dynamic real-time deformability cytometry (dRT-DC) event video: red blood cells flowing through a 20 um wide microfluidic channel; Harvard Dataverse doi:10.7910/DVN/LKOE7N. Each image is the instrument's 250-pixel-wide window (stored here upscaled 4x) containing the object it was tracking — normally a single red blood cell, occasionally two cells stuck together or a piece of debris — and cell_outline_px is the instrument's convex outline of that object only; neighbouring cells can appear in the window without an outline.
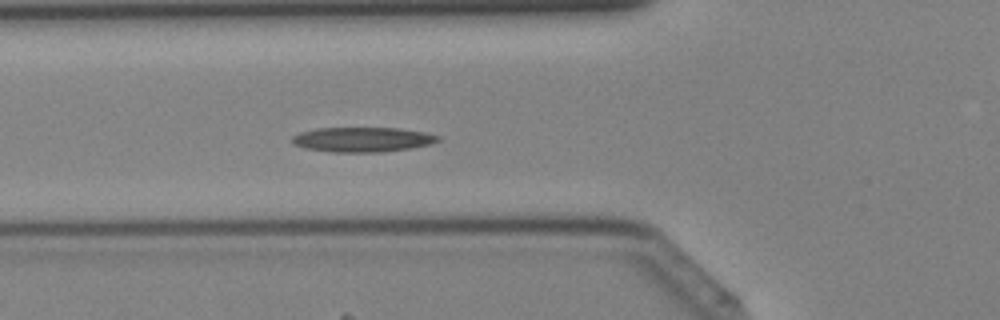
{"species": "Egyptian fruit bat (a non-hibernating species)", "species_latin": "Rousettus aegyptiacus", "temperature_condition": "cold", "stored_images_in_passage": 43, "camera_frame_rate_fps": 3000, "um_per_image_px": 0.085, "animal": {"sex": "female"}, "frame": {"image": 1, "passage_image": 15, "time_ms": 4.667, "image_size_px": [1000, 320], "cell_outline_px": [[440, 140], [432, 144], [408, 148], [380, 152], [332, 152], [304, 148], [292, 144], [292, 136], [300, 132], [316, 128], [400, 128], [424, 132], [440, 136]], "centroid_in_image_um": [30.79, 11.86], "position_along_channel_um": 95.0, "area_um2": 21.1}}
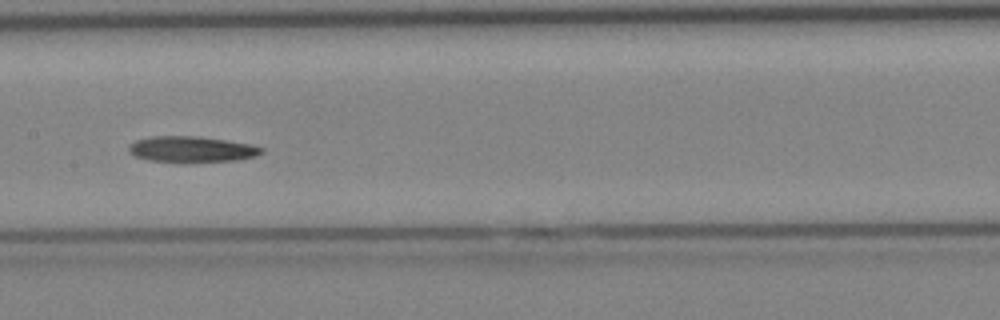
{"frame": {"image": 2, "passage_image": 21, "time_ms": 6.667, "image_size_px": [1000, 320], "cell_outline_px": [[264, 152], [256, 156], [236, 160], [148, 160], [136, 156], [128, 152], [128, 148], [136, 140], [148, 136], [200, 136], [252, 144], [264, 148]], "centroid_in_image_um": [16.32, 12.64], "position_along_channel_um": 191.1, "area_um2": 19.42}}
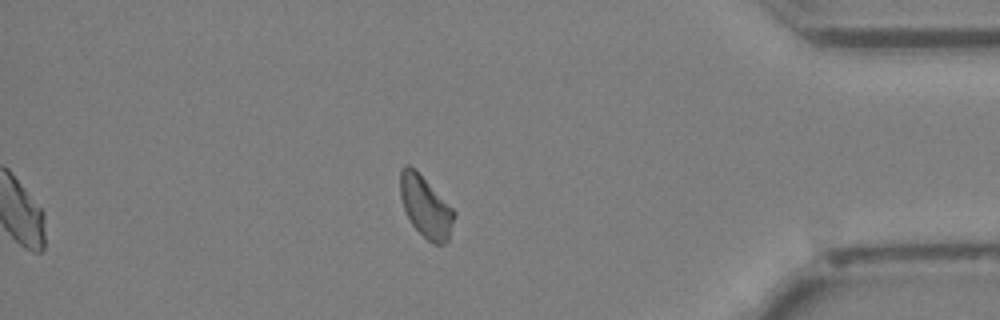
{"frame": {"image": 3, "passage_image": 36, "time_ms": 11.667, "image_size_px": [1000, 320], "cell_outline_px": [[456, 216], [448, 240], [444, 244], [432, 244], [412, 224], [404, 208], [400, 196], [400, 172], [404, 164], [408, 164], [456, 212]], "centroid_in_image_um": [36.18, 17.62], "position_along_channel_um": 399.0, "area_um2": 18.67}}